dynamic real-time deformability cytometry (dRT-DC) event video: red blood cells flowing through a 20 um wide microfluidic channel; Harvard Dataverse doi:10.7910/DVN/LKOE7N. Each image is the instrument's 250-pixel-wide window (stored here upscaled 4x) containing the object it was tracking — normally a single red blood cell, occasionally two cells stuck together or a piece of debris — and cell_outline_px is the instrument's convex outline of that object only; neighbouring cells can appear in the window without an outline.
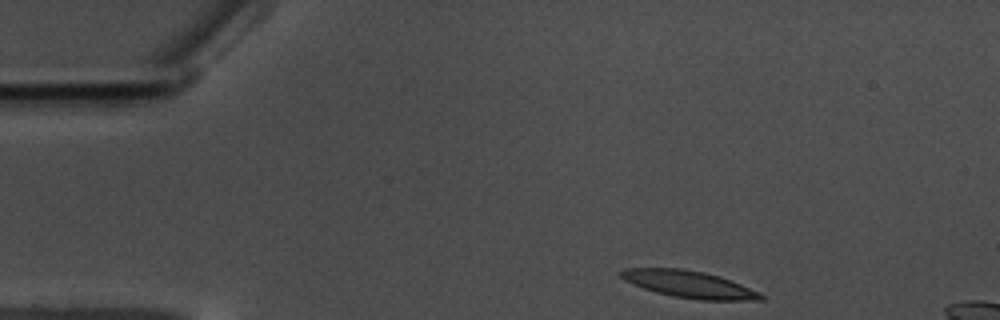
{"species": "common noctule bat (a hibernating species)", "species_latin": "Nyctalus noctula", "temperature_condition": "warm", "stored_images_in_passage": 10, "camera_frame_rate_fps": 3000, "um_per_image_px": 0.085, "animal": {"sex": "male", "body_mass_g": 17.5, "forearm_length_mm": 52.3}, "frame": {"image": 1, "passage_image": 1, "time_ms": 0.0, "image_size_px": [1000, 320], "cell_outline_px": [[764, 300], [700, 300], [672, 296], [656, 292], [644, 288], [624, 280], [616, 272], [624, 268], [680, 268], [704, 272], [720, 276], [760, 292], [764, 296]], "centroid_in_image_um": [58.56, 24.16], "position_along_channel_um": 26.4, "area_um2": 22.02}}